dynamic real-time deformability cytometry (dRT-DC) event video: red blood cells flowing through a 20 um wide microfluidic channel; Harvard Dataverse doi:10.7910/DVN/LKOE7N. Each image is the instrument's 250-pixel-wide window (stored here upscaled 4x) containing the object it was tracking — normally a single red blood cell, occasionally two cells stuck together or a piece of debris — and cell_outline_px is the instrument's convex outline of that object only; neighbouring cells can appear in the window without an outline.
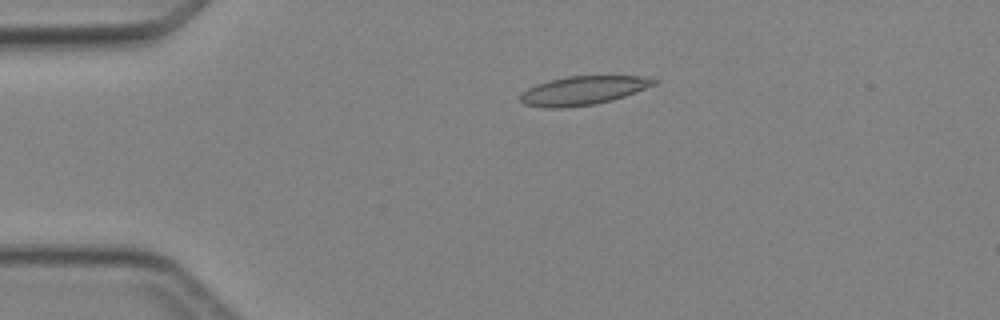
{"species": "Egyptian fruit bat (a non-hibernating species)", "species_latin": "Rousettus aegyptiacus", "temperature_condition": "cold", "stored_images_in_passage": 2, "camera_frame_rate_fps": 3000, "um_per_image_px": 0.085, "animal": {"sex": "female"}, "frame": {"image": 1, "passage_image": 1, "time_ms": 0.0, "image_size_px": [1000, 320], "cell_outline_px": [[660, 80], [656, 84], [624, 96], [612, 100], [592, 104], [564, 108], [548, 108], [524, 104], [520, 100], [520, 96], [528, 88], [536, 84], [548, 80], [568, 76], [644, 76]], "centroid_in_image_um": [49.57, 7.68], "position_along_channel_um": 35.4, "area_um2": 22.25}}